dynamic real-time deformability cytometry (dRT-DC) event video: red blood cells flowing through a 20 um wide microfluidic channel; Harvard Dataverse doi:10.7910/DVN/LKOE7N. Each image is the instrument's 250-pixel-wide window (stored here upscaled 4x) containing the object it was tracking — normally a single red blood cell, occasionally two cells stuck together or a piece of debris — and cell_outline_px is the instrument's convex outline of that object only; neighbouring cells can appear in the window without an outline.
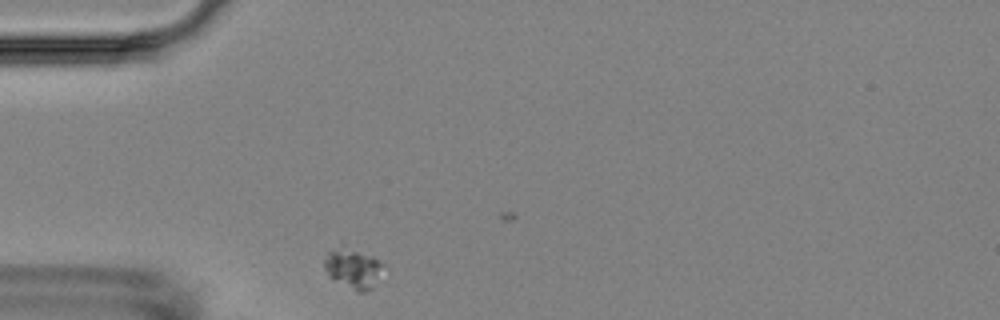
{"species": "Egyptian fruit bat (a non-hibernating species)", "species_latin": "Rousettus aegyptiacus", "temperature_condition": "room temperature", "stored_images_in_passage": 1, "camera_frame_rate_fps": 3000, "um_per_image_px": 0.085, "animal": {"sex": "female"}, "frame": {"image": 1, "passage_image": 1, "time_ms": 0.0, "image_size_px": [1000, 320], "cell_outline_px": [[384, 264], [372, 288], [368, 292], [356, 292], [328, 276], [324, 268], [324, 260], [328, 252], [344, 240], [380, 260]], "centroid_in_image_um": [29.97, 22.71], "position_along_channel_um": 55.0, "area_um2": 14.51}}